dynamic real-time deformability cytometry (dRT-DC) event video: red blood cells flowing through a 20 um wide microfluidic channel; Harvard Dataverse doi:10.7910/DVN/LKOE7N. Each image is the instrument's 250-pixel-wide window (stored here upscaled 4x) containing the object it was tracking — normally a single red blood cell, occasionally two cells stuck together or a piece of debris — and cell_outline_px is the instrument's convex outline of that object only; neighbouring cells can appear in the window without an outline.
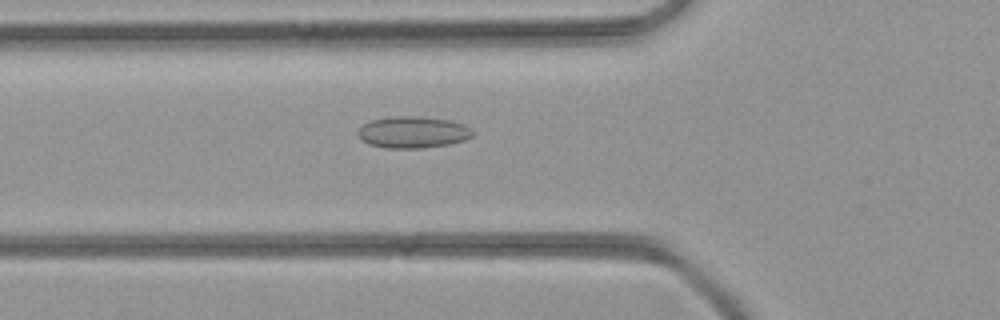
{"species": "common noctule bat (a hibernating species)", "species_latin": "Nyctalus noctula", "temperature_condition": "room temperature", "stored_images_in_passage": 37, "camera_frame_rate_fps": 3000, "um_per_image_px": 0.085, "animal": {"sex": "female", "body_mass_g": 21.9}, "frame": {"image": 1, "passage_image": 9, "time_ms": 2.667, "image_size_px": [1000, 320], "cell_outline_px": [[476, 132], [472, 136], [464, 140], [448, 144], [424, 148], [384, 148], [368, 144], [360, 136], [360, 128], [368, 120], [392, 116], [416, 116], [448, 120], [464, 124], [472, 128]], "centroid_in_image_um": [35.13, 11.23], "position_along_channel_um": 90.7, "area_um2": 21.15}}
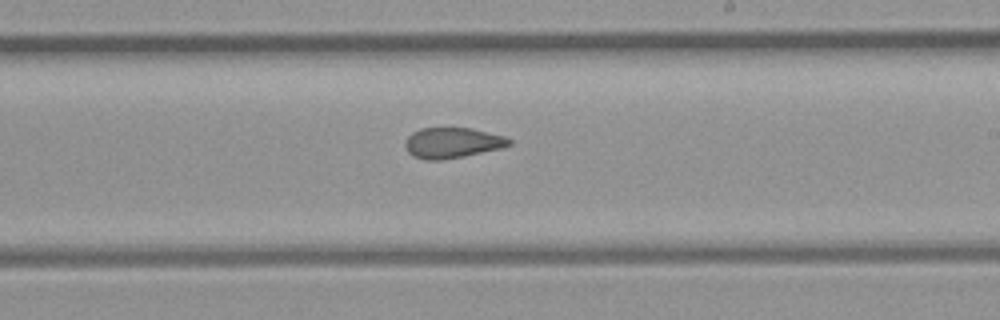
{"frame": {"image": 2, "passage_image": 19, "time_ms": 6.0, "image_size_px": [1000, 320], "cell_outline_px": [[512, 144], [500, 148], [464, 156], [444, 160], [424, 160], [412, 156], [404, 148], [404, 144], [408, 136], [412, 132], [420, 128], [472, 128], [504, 136], [512, 140]], "centroid_in_image_um": [38.41, 12.14], "position_along_channel_um": 250.6, "area_um2": 18.61}}
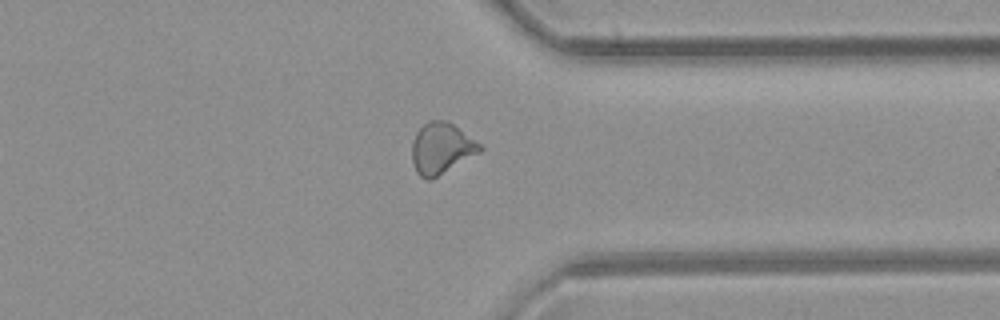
{"frame": {"image": 3, "passage_image": 27, "time_ms": 8.667, "image_size_px": [1000, 320], "cell_outline_px": [[484, 148], [480, 152], [432, 180], [428, 180], [420, 176], [416, 172], [412, 160], [412, 140], [416, 132], [428, 120], [444, 120], [452, 124], [480, 144]], "centroid_in_image_um": [37.48, 12.63], "position_along_channel_um": 373.9, "area_um2": 20.11}}